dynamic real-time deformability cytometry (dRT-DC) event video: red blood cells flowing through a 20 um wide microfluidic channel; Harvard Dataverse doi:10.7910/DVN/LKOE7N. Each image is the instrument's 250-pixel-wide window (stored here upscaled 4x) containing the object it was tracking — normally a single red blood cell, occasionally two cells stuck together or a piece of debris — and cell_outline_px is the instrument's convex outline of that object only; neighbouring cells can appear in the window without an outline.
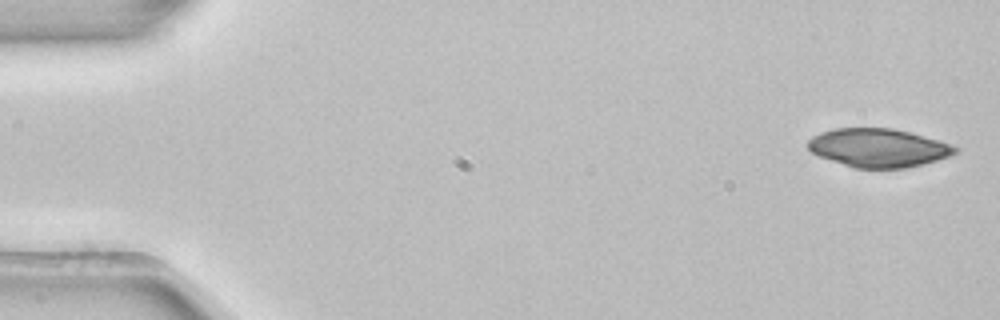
{"species": "common noctule bat (a hibernating species)", "species_latin": "Nyctalus noctula", "temperature_condition": "room temperature", "stored_images_in_passage": 4, "camera_frame_rate_fps": 3000, "um_per_image_px": 0.085, "animal": {"sex": "female", "body_mass_g": 22.7, "forearm_length_mm": 54.2}, "frame": {"image": 1, "passage_image": 1, "time_ms": 0.0, "image_size_px": [1000, 320], "cell_outline_px": [[960, 148], [956, 152], [948, 156], [924, 164], [904, 168], [852, 168], [820, 156], [812, 152], [804, 144], [812, 136], [820, 132], [836, 128], [892, 128], [940, 140], [952, 144]], "centroid_in_image_um": [74.64, 12.56], "position_along_channel_um": 10.4, "area_um2": 33.12}}